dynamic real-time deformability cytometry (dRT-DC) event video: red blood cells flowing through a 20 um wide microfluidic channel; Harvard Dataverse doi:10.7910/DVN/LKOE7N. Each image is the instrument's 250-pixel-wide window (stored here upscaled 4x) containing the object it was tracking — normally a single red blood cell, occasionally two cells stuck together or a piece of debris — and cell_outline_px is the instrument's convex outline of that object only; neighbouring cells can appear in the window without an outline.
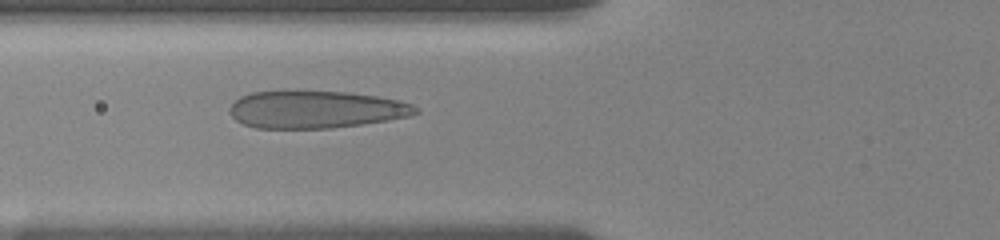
{"species": "human", "species_latin": "Homo sapiens", "temperature_condition": "room temperature", "stored_images_in_passage": 70, "camera_frame_rate_fps": 3000, "um_per_image_px": 0.085, "donor": {"sex": "female"}, "frame": {"image": 1, "passage_image": 23, "time_ms": 6.667, "image_size_px": [1000, 240], "cell_outline_px": [[420, 112], [408, 116], [360, 124], [332, 128], [256, 128], [244, 124], [236, 120], [228, 112], [228, 108], [240, 96], [252, 92], [348, 92], [376, 96], [400, 100], [412, 104], [420, 108]], "centroid_in_image_um": [26.84, 9.31], "position_along_channel_um": 99.0, "area_um2": 40.17}}
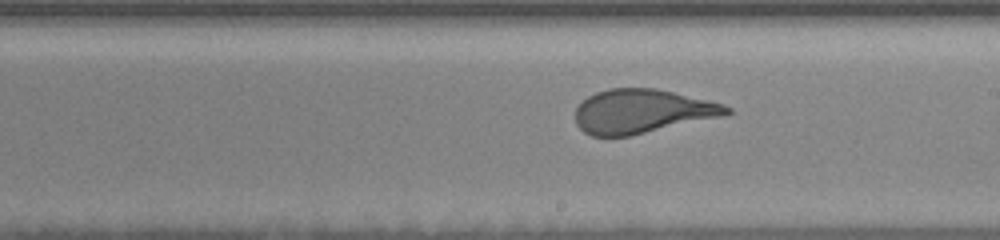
{"frame": {"image": 2, "passage_image": 34, "time_ms": 10.333, "image_size_px": [1000, 240], "cell_outline_px": [[732, 112], [724, 116], [628, 136], [592, 136], [584, 132], [576, 124], [576, 108], [588, 96], [596, 92], [608, 88], [656, 88], [724, 104], [732, 108]], "centroid_in_image_um": [54.58, 9.46], "position_along_channel_um": 234.4, "area_um2": 38.61}}
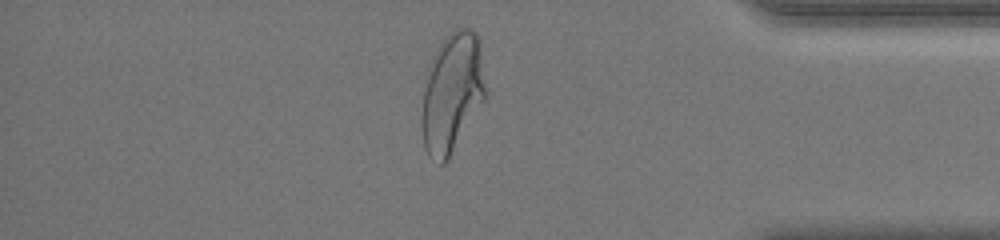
{"frame": {"image": 3, "passage_image": 56, "time_ms": 15.333, "image_size_px": [1000, 240], "cell_outline_px": [[488, 92], [484, 100], [448, 160], [444, 164], [440, 164], [428, 156], [424, 148], [420, 124], [420, 116], [424, 88], [432, 60], [444, 36], [456, 28], [472, 28], [476, 32], [480, 40]], "centroid_in_image_um": [38.45, 7.89], "position_along_channel_um": 396.8, "area_um2": 45.08}, "authors_computed_cell_mechanics": {"area_um2": 42.1362, "velocity_mm_per_s": 3.6761, "shape_relaxation_time_tau1_ms": 4.7466, "shape_relaxation_time_tau2_ms": null, "deformation_change_tau1": 0.1937, "deformation_change_tau2": null}}